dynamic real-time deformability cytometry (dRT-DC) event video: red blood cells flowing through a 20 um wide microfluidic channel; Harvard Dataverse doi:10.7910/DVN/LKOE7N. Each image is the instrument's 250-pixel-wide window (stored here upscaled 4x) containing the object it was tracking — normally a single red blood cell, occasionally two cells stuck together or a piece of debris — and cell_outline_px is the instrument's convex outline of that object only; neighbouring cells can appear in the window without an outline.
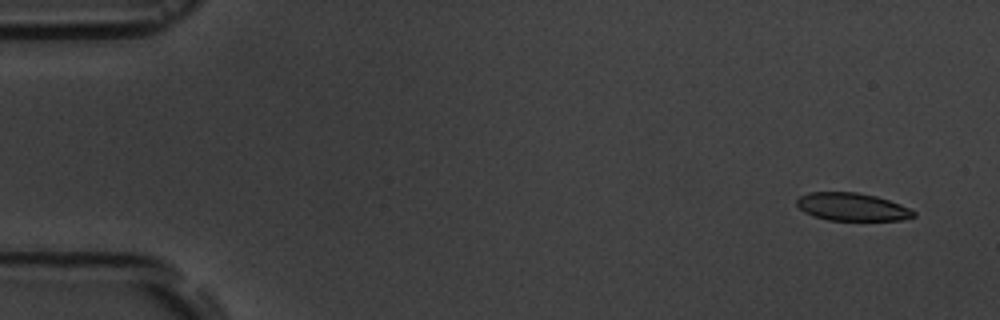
{"species": "common noctule bat (a hibernating species)", "species_latin": "Nyctalus noctula", "temperature_condition": "room temperature", "stored_images_in_passage": 5, "camera_frame_rate_fps": 3000, "um_per_image_px": 0.085, "animal": {"sex": "male", "body_mass_g": 19.5, "forearm_length_mm": 54.6}, "frame": {"image": 1, "passage_image": 1, "time_ms": 0.0, "image_size_px": [1000, 320], "cell_outline_px": [[916, 216], [900, 220], [828, 220], [812, 216], [804, 212], [796, 204], [796, 200], [800, 196], [808, 192], [856, 192], [876, 196], [900, 204], [916, 212]], "centroid_in_image_um": [72.4, 17.58], "position_along_channel_um": 12.6, "area_um2": 18.96}}
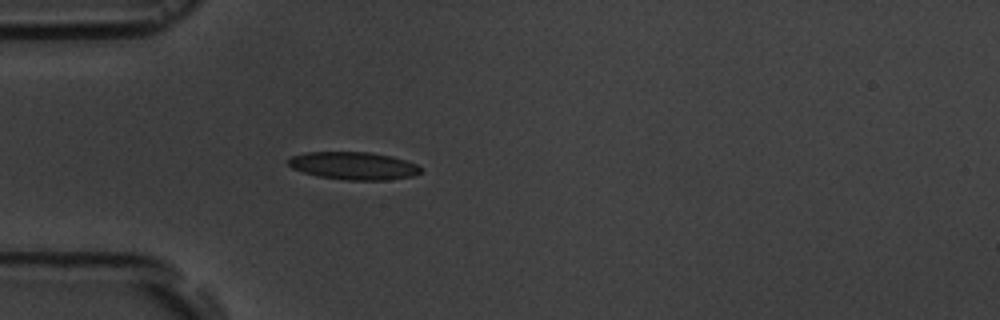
{"frame": {"image": 2, "passage_image": 5, "time_ms": 4.333, "image_size_px": [1000, 320], "cell_outline_px": [[420, 172], [412, 176], [388, 180], [348, 180], [320, 176], [304, 172], [292, 168], [284, 160], [292, 156], [304, 152], [372, 152], [392, 156], [416, 164], [420, 168]], "centroid_in_image_um": [30.02, 14.08], "position_along_channel_um": 55.0, "area_um2": 21.33}}